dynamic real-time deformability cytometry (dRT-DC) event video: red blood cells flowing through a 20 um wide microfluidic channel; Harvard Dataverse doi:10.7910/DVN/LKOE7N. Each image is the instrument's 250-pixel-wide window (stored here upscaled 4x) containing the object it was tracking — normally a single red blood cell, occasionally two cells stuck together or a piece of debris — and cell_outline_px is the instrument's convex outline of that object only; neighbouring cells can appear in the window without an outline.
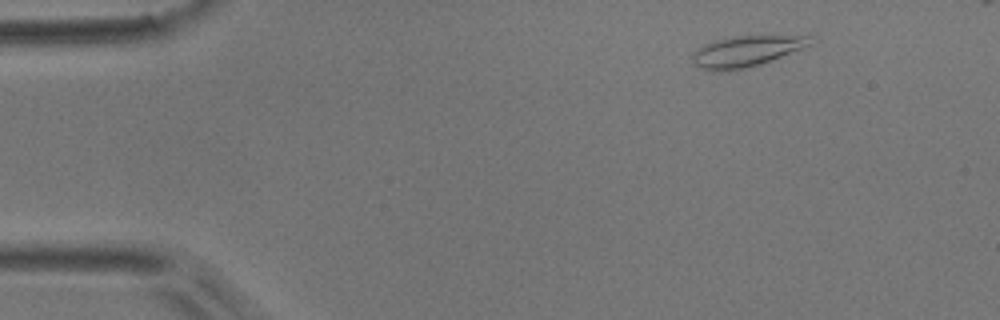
{"species": "common noctule bat (a hibernating species)", "species_latin": "Nyctalus noctula", "temperature_condition": "room temperature", "stored_images_in_passage": 16, "camera_frame_rate_fps": 3000, "um_per_image_px": 0.085, "animal": {"sex": "male", "body_mass_g": 17.9}, "frame": {"image": 1, "passage_image": 5, "time_ms": 1.333, "image_size_px": [1000, 320], "cell_outline_px": [[816, 44], [772, 60], [760, 64], [728, 72], [712, 72], [700, 68], [692, 60], [692, 52], [704, 44], [716, 40], [732, 36], [812, 36]], "centroid_in_image_um": [63.46, 4.37], "position_along_channel_um": 21.5, "area_um2": 21.56}}